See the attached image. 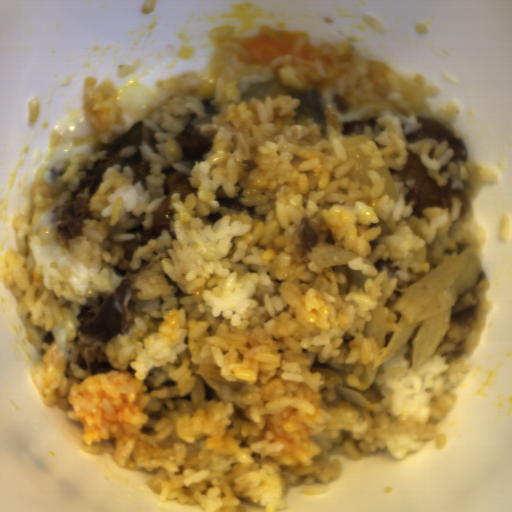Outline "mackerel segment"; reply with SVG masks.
<instances>
[{
  "label": "mackerel segment",
  "mask_w": 512,
  "mask_h": 512,
  "mask_svg": "<svg viewBox=\"0 0 512 512\" xmlns=\"http://www.w3.org/2000/svg\"><path fill=\"white\" fill-rule=\"evenodd\" d=\"M290 96L300 101L293 111L294 123L298 126H316L327 128L324 103L318 92L290 91L283 84L275 80H266L250 83L244 90L241 99L265 101L276 97Z\"/></svg>",
  "instance_id": "obj_1"
},
{
  "label": "mackerel segment",
  "mask_w": 512,
  "mask_h": 512,
  "mask_svg": "<svg viewBox=\"0 0 512 512\" xmlns=\"http://www.w3.org/2000/svg\"><path fill=\"white\" fill-rule=\"evenodd\" d=\"M211 100L212 99H207V100L201 101L205 108L206 116L199 120L193 114L185 129L195 130V131L199 132L203 123L212 122L214 116L217 113H219L221 110L219 109V107L217 105L210 102Z\"/></svg>",
  "instance_id": "obj_2"
}]
</instances>
